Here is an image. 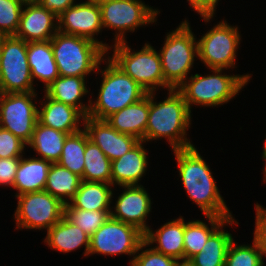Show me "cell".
<instances>
[{"label": "cell", "mask_w": 266, "mask_h": 266, "mask_svg": "<svg viewBox=\"0 0 266 266\" xmlns=\"http://www.w3.org/2000/svg\"><path fill=\"white\" fill-rule=\"evenodd\" d=\"M179 175L188 197L199 206L205 216L232 218L221 197L209 166L195 146L173 150Z\"/></svg>", "instance_id": "6da1fadb"}, {"label": "cell", "mask_w": 266, "mask_h": 266, "mask_svg": "<svg viewBox=\"0 0 266 266\" xmlns=\"http://www.w3.org/2000/svg\"><path fill=\"white\" fill-rule=\"evenodd\" d=\"M155 92L149 93V115L144 142L166 138L172 149H187L194 145L186 137L191 112L177 89L169 90L162 102H154Z\"/></svg>", "instance_id": "7a4b0ae2"}, {"label": "cell", "mask_w": 266, "mask_h": 266, "mask_svg": "<svg viewBox=\"0 0 266 266\" xmlns=\"http://www.w3.org/2000/svg\"><path fill=\"white\" fill-rule=\"evenodd\" d=\"M106 60V67L100 71L103 80L97 101L92 103L93 101L89 100L87 116L98 120H105L111 114L136 103L148 94L109 57Z\"/></svg>", "instance_id": "3957f363"}, {"label": "cell", "mask_w": 266, "mask_h": 266, "mask_svg": "<svg viewBox=\"0 0 266 266\" xmlns=\"http://www.w3.org/2000/svg\"><path fill=\"white\" fill-rule=\"evenodd\" d=\"M51 47L60 76L86 77L92 71H100L107 52L96 42L76 35L57 32L51 39Z\"/></svg>", "instance_id": "277c9868"}, {"label": "cell", "mask_w": 266, "mask_h": 266, "mask_svg": "<svg viewBox=\"0 0 266 266\" xmlns=\"http://www.w3.org/2000/svg\"><path fill=\"white\" fill-rule=\"evenodd\" d=\"M223 69H212L211 75H191L177 90L184 97L191 112V105L218 106L229 102L250 81L251 74L225 75Z\"/></svg>", "instance_id": "5b68a950"}, {"label": "cell", "mask_w": 266, "mask_h": 266, "mask_svg": "<svg viewBox=\"0 0 266 266\" xmlns=\"http://www.w3.org/2000/svg\"><path fill=\"white\" fill-rule=\"evenodd\" d=\"M187 21L167 34L159 53L164 80L171 89H177L187 79L198 57V43Z\"/></svg>", "instance_id": "8992f818"}, {"label": "cell", "mask_w": 266, "mask_h": 266, "mask_svg": "<svg viewBox=\"0 0 266 266\" xmlns=\"http://www.w3.org/2000/svg\"><path fill=\"white\" fill-rule=\"evenodd\" d=\"M113 47L114 53L108 57L147 93L155 92L157 87L171 90L164 80L160 54L149 43L137 52H131L126 41Z\"/></svg>", "instance_id": "52a82bcc"}, {"label": "cell", "mask_w": 266, "mask_h": 266, "mask_svg": "<svg viewBox=\"0 0 266 266\" xmlns=\"http://www.w3.org/2000/svg\"><path fill=\"white\" fill-rule=\"evenodd\" d=\"M27 59V42L15 36L0 41V87L2 93L36 92Z\"/></svg>", "instance_id": "ba28073f"}, {"label": "cell", "mask_w": 266, "mask_h": 266, "mask_svg": "<svg viewBox=\"0 0 266 266\" xmlns=\"http://www.w3.org/2000/svg\"><path fill=\"white\" fill-rule=\"evenodd\" d=\"M98 4L102 27L117 30L115 44L126 41L127 31L134 32L137 27L156 22L160 13L141 0H106Z\"/></svg>", "instance_id": "9c48e42d"}, {"label": "cell", "mask_w": 266, "mask_h": 266, "mask_svg": "<svg viewBox=\"0 0 266 266\" xmlns=\"http://www.w3.org/2000/svg\"><path fill=\"white\" fill-rule=\"evenodd\" d=\"M16 198L14 219L17 229L48 231L64 217L65 204L45 190L21 194Z\"/></svg>", "instance_id": "30bf717a"}, {"label": "cell", "mask_w": 266, "mask_h": 266, "mask_svg": "<svg viewBox=\"0 0 266 266\" xmlns=\"http://www.w3.org/2000/svg\"><path fill=\"white\" fill-rule=\"evenodd\" d=\"M240 39L237 26L221 21L197 41L198 57L210 70L234 68Z\"/></svg>", "instance_id": "8fae6325"}, {"label": "cell", "mask_w": 266, "mask_h": 266, "mask_svg": "<svg viewBox=\"0 0 266 266\" xmlns=\"http://www.w3.org/2000/svg\"><path fill=\"white\" fill-rule=\"evenodd\" d=\"M144 242V233L133 225L109 217L90 237V254L135 256Z\"/></svg>", "instance_id": "7c38bea8"}, {"label": "cell", "mask_w": 266, "mask_h": 266, "mask_svg": "<svg viewBox=\"0 0 266 266\" xmlns=\"http://www.w3.org/2000/svg\"><path fill=\"white\" fill-rule=\"evenodd\" d=\"M36 92L3 93L0 98V127L28 144L38 121V108L33 103Z\"/></svg>", "instance_id": "4fadbf2b"}, {"label": "cell", "mask_w": 266, "mask_h": 266, "mask_svg": "<svg viewBox=\"0 0 266 266\" xmlns=\"http://www.w3.org/2000/svg\"><path fill=\"white\" fill-rule=\"evenodd\" d=\"M102 29L101 9L99 4L92 0L74 4L58 16L59 32L90 39L108 52L111 46L94 38Z\"/></svg>", "instance_id": "5bb4252c"}, {"label": "cell", "mask_w": 266, "mask_h": 266, "mask_svg": "<svg viewBox=\"0 0 266 266\" xmlns=\"http://www.w3.org/2000/svg\"><path fill=\"white\" fill-rule=\"evenodd\" d=\"M123 193L116 200L110 217L138 228L144 234L150 229L146 219L151 211V199L142 185L121 186Z\"/></svg>", "instance_id": "9a60e30c"}, {"label": "cell", "mask_w": 266, "mask_h": 266, "mask_svg": "<svg viewBox=\"0 0 266 266\" xmlns=\"http://www.w3.org/2000/svg\"><path fill=\"white\" fill-rule=\"evenodd\" d=\"M84 122L82 123L89 140L95 143L111 162L129 152L140 142L134 136L119 133L106 120L86 116Z\"/></svg>", "instance_id": "2e32d148"}, {"label": "cell", "mask_w": 266, "mask_h": 266, "mask_svg": "<svg viewBox=\"0 0 266 266\" xmlns=\"http://www.w3.org/2000/svg\"><path fill=\"white\" fill-rule=\"evenodd\" d=\"M24 6L15 37L26 42L51 40L58 32V17L40 4Z\"/></svg>", "instance_id": "e0dca14e"}, {"label": "cell", "mask_w": 266, "mask_h": 266, "mask_svg": "<svg viewBox=\"0 0 266 266\" xmlns=\"http://www.w3.org/2000/svg\"><path fill=\"white\" fill-rule=\"evenodd\" d=\"M140 141L129 152L111 163V184L114 186L139 185L147 170V151Z\"/></svg>", "instance_id": "ac0fdd59"}, {"label": "cell", "mask_w": 266, "mask_h": 266, "mask_svg": "<svg viewBox=\"0 0 266 266\" xmlns=\"http://www.w3.org/2000/svg\"><path fill=\"white\" fill-rule=\"evenodd\" d=\"M44 96L45 103L40 102L42 109H38V121L41 124L67 134L82 130L79 123L80 119L85 120V116L77 108L55 101L46 94Z\"/></svg>", "instance_id": "d6986e66"}, {"label": "cell", "mask_w": 266, "mask_h": 266, "mask_svg": "<svg viewBox=\"0 0 266 266\" xmlns=\"http://www.w3.org/2000/svg\"><path fill=\"white\" fill-rule=\"evenodd\" d=\"M149 115V93L136 103L107 117V123L119 133L128 134L144 142Z\"/></svg>", "instance_id": "ffe728a7"}, {"label": "cell", "mask_w": 266, "mask_h": 266, "mask_svg": "<svg viewBox=\"0 0 266 266\" xmlns=\"http://www.w3.org/2000/svg\"><path fill=\"white\" fill-rule=\"evenodd\" d=\"M184 218L167 222L155 233L149 229L144 234V241L150 246L158 243L153 249L166 256H170L177 261H184Z\"/></svg>", "instance_id": "44dd1931"}, {"label": "cell", "mask_w": 266, "mask_h": 266, "mask_svg": "<svg viewBox=\"0 0 266 266\" xmlns=\"http://www.w3.org/2000/svg\"><path fill=\"white\" fill-rule=\"evenodd\" d=\"M44 242L51 249L64 253L74 251L84 245L85 256H88L90 247V237L65 216L47 231Z\"/></svg>", "instance_id": "7402d4cb"}, {"label": "cell", "mask_w": 266, "mask_h": 266, "mask_svg": "<svg viewBox=\"0 0 266 266\" xmlns=\"http://www.w3.org/2000/svg\"><path fill=\"white\" fill-rule=\"evenodd\" d=\"M51 162L41 158H20L13 188L18 190L15 196L43 191Z\"/></svg>", "instance_id": "603a6c76"}, {"label": "cell", "mask_w": 266, "mask_h": 266, "mask_svg": "<svg viewBox=\"0 0 266 266\" xmlns=\"http://www.w3.org/2000/svg\"><path fill=\"white\" fill-rule=\"evenodd\" d=\"M85 83V77L59 76L44 90L48 97L77 108L86 117L90 105L80 102V99L89 92Z\"/></svg>", "instance_id": "cb8c5ba5"}, {"label": "cell", "mask_w": 266, "mask_h": 266, "mask_svg": "<svg viewBox=\"0 0 266 266\" xmlns=\"http://www.w3.org/2000/svg\"><path fill=\"white\" fill-rule=\"evenodd\" d=\"M27 59L33 81L35 78L39 79L45 84V88L60 76L51 40L27 42Z\"/></svg>", "instance_id": "d4e9b609"}, {"label": "cell", "mask_w": 266, "mask_h": 266, "mask_svg": "<svg viewBox=\"0 0 266 266\" xmlns=\"http://www.w3.org/2000/svg\"><path fill=\"white\" fill-rule=\"evenodd\" d=\"M238 224L235 219L229 218L206 241L202 250L188 262L191 266H225L228 247L233 240L232 234L225 232L224 225Z\"/></svg>", "instance_id": "484cf974"}, {"label": "cell", "mask_w": 266, "mask_h": 266, "mask_svg": "<svg viewBox=\"0 0 266 266\" xmlns=\"http://www.w3.org/2000/svg\"><path fill=\"white\" fill-rule=\"evenodd\" d=\"M112 186L108 183L81 181L77 193L65 207L88 211L111 210Z\"/></svg>", "instance_id": "4316f807"}, {"label": "cell", "mask_w": 266, "mask_h": 266, "mask_svg": "<svg viewBox=\"0 0 266 266\" xmlns=\"http://www.w3.org/2000/svg\"><path fill=\"white\" fill-rule=\"evenodd\" d=\"M68 135L37 121L31 141L27 145L38 153L41 159L57 163L60 160L63 145Z\"/></svg>", "instance_id": "83f0119b"}, {"label": "cell", "mask_w": 266, "mask_h": 266, "mask_svg": "<svg viewBox=\"0 0 266 266\" xmlns=\"http://www.w3.org/2000/svg\"><path fill=\"white\" fill-rule=\"evenodd\" d=\"M211 228L201 220L184 221V261H189L204 247L208 238L227 220L220 216H206Z\"/></svg>", "instance_id": "f1b7e54d"}, {"label": "cell", "mask_w": 266, "mask_h": 266, "mask_svg": "<svg viewBox=\"0 0 266 266\" xmlns=\"http://www.w3.org/2000/svg\"><path fill=\"white\" fill-rule=\"evenodd\" d=\"M81 181V177L77 174L72 173L59 163H52L44 190L67 204L77 193Z\"/></svg>", "instance_id": "f546056e"}, {"label": "cell", "mask_w": 266, "mask_h": 266, "mask_svg": "<svg viewBox=\"0 0 266 266\" xmlns=\"http://www.w3.org/2000/svg\"><path fill=\"white\" fill-rule=\"evenodd\" d=\"M84 163L82 181L111 184L112 162L95 143L89 140L87 133Z\"/></svg>", "instance_id": "4dcf8cb0"}, {"label": "cell", "mask_w": 266, "mask_h": 266, "mask_svg": "<svg viewBox=\"0 0 266 266\" xmlns=\"http://www.w3.org/2000/svg\"><path fill=\"white\" fill-rule=\"evenodd\" d=\"M86 131L80 130L69 134L63 145L60 160L57 162L78 176H83Z\"/></svg>", "instance_id": "1f68e13d"}, {"label": "cell", "mask_w": 266, "mask_h": 266, "mask_svg": "<svg viewBox=\"0 0 266 266\" xmlns=\"http://www.w3.org/2000/svg\"><path fill=\"white\" fill-rule=\"evenodd\" d=\"M111 210L88 211L65 207L64 216L75 226L80 227L89 237L97 231L110 217Z\"/></svg>", "instance_id": "d6a6232c"}, {"label": "cell", "mask_w": 266, "mask_h": 266, "mask_svg": "<svg viewBox=\"0 0 266 266\" xmlns=\"http://www.w3.org/2000/svg\"><path fill=\"white\" fill-rule=\"evenodd\" d=\"M263 253L253 240V245H237L231 241L225 260V266H263Z\"/></svg>", "instance_id": "836d02e7"}, {"label": "cell", "mask_w": 266, "mask_h": 266, "mask_svg": "<svg viewBox=\"0 0 266 266\" xmlns=\"http://www.w3.org/2000/svg\"><path fill=\"white\" fill-rule=\"evenodd\" d=\"M23 10L18 0H0V35L15 36Z\"/></svg>", "instance_id": "e575fe53"}, {"label": "cell", "mask_w": 266, "mask_h": 266, "mask_svg": "<svg viewBox=\"0 0 266 266\" xmlns=\"http://www.w3.org/2000/svg\"><path fill=\"white\" fill-rule=\"evenodd\" d=\"M147 246L149 247L145 241L140 245L136 253L137 255L129 261L130 266H175L178 262L170 256H166L163 253L155 251L152 247L139 253Z\"/></svg>", "instance_id": "d590c367"}, {"label": "cell", "mask_w": 266, "mask_h": 266, "mask_svg": "<svg viewBox=\"0 0 266 266\" xmlns=\"http://www.w3.org/2000/svg\"><path fill=\"white\" fill-rule=\"evenodd\" d=\"M25 146L20 138L0 127V158L22 157Z\"/></svg>", "instance_id": "8d00e7d4"}, {"label": "cell", "mask_w": 266, "mask_h": 266, "mask_svg": "<svg viewBox=\"0 0 266 266\" xmlns=\"http://www.w3.org/2000/svg\"><path fill=\"white\" fill-rule=\"evenodd\" d=\"M256 208V222L253 240L262 251L264 257L266 256V208L260 204H255Z\"/></svg>", "instance_id": "74e56055"}, {"label": "cell", "mask_w": 266, "mask_h": 266, "mask_svg": "<svg viewBox=\"0 0 266 266\" xmlns=\"http://www.w3.org/2000/svg\"><path fill=\"white\" fill-rule=\"evenodd\" d=\"M20 158H0V185L13 187Z\"/></svg>", "instance_id": "f35d334b"}, {"label": "cell", "mask_w": 266, "mask_h": 266, "mask_svg": "<svg viewBox=\"0 0 266 266\" xmlns=\"http://www.w3.org/2000/svg\"><path fill=\"white\" fill-rule=\"evenodd\" d=\"M189 1L190 7L195 12L200 14L205 22H209L213 18L216 6L219 0H187Z\"/></svg>", "instance_id": "ab89813d"}, {"label": "cell", "mask_w": 266, "mask_h": 266, "mask_svg": "<svg viewBox=\"0 0 266 266\" xmlns=\"http://www.w3.org/2000/svg\"><path fill=\"white\" fill-rule=\"evenodd\" d=\"M47 11L53 12L57 17L67 8L73 6L74 0H40L39 3Z\"/></svg>", "instance_id": "60d3db41"}, {"label": "cell", "mask_w": 266, "mask_h": 266, "mask_svg": "<svg viewBox=\"0 0 266 266\" xmlns=\"http://www.w3.org/2000/svg\"><path fill=\"white\" fill-rule=\"evenodd\" d=\"M23 6L24 5H32V4H39L40 0H18Z\"/></svg>", "instance_id": "b9f144b4"}, {"label": "cell", "mask_w": 266, "mask_h": 266, "mask_svg": "<svg viewBox=\"0 0 266 266\" xmlns=\"http://www.w3.org/2000/svg\"><path fill=\"white\" fill-rule=\"evenodd\" d=\"M175 266H191L188 261H178Z\"/></svg>", "instance_id": "7bdbcfd3"}, {"label": "cell", "mask_w": 266, "mask_h": 266, "mask_svg": "<svg viewBox=\"0 0 266 266\" xmlns=\"http://www.w3.org/2000/svg\"><path fill=\"white\" fill-rule=\"evenodd\" d=\"M262 157H263V159H265V161H266V151L262 154ZM265 168H264V181L266 180V162H265V166H264Z\"/></svg>", "instance_id": "ee69618b"}, {"label": "cell", "mask_w": 266, "mask_h": 266, "mask_svg": "<svg viewBox=\"0 0 266 266\" xmlns=\"http://www.w3.org/2000/svg\"><path fill=\"white\" fill-rule=\"evenodd\" d=\"M92 1L97 2V3H101V2L106 1V0H92Z\"/></svg>", "instance_id": "f6af8a7d"}, {"label": "cell", "mask_w": 266, "mask_h": 266, "mask_svg": "<svg viewBox=\"0 0 266 266\" xmlns=\"http://www.w3.org/2000/svg\"><path fill=\"white\" fill-rule=\"evenodd\" d=\"M266 151V139H265V145H264V149H263V153Z\"/></svg>", "instance_id": "bcb514c9"}, {"label": "cell", "mask_w": 266, "mask_h": 266, "mask_svg": "<svg viewBox=\"0 0 266 266\" xmlns=\"http://www.w3.org/2000/svg\"><path fill=\"white\" fill-rule=\"evenodd\" d=\"M2 94H3V93H2V90H1V87H0V98H1Z\"/></svg>", "instance_id": "7dc6e473"}]
</instances>
